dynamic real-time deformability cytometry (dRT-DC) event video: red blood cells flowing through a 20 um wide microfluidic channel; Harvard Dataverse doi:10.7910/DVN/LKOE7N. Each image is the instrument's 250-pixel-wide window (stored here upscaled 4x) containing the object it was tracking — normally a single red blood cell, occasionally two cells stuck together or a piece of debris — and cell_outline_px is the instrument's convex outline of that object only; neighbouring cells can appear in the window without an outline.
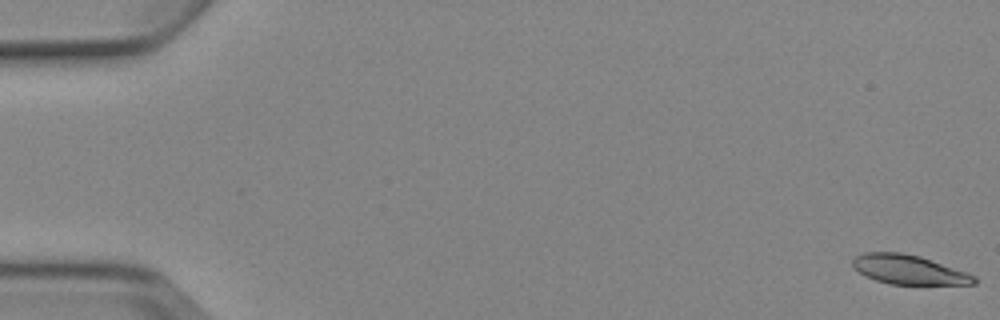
{"species": "Egyptian fruit bat (a non-hibernating species)", "species_latin": "Rousettus aegyptiacus", "temperature_condition": "cold", "stored_images_in_passage": 8, "camera_frame_rate_fps": 3000, "um_per_image_px": 0.085, "animal": {"sex": "female"}, "frame": {"image": 1, "passage_image": 1, "time_ms": 0.0, "image_size_px": [1000, 320], "cell_outline_px": [[976, 284], [892, 284], [876, 280], [864, 276], [852, 268], [852, 260], [856, 256], [864, 252], [904, 252], [920, 256], [968, 272], [976, 276]], "centroid_in_image_um": [77.22, 22.91], "position_along_channel_um": 7.8, "area_um2": 20.92}}
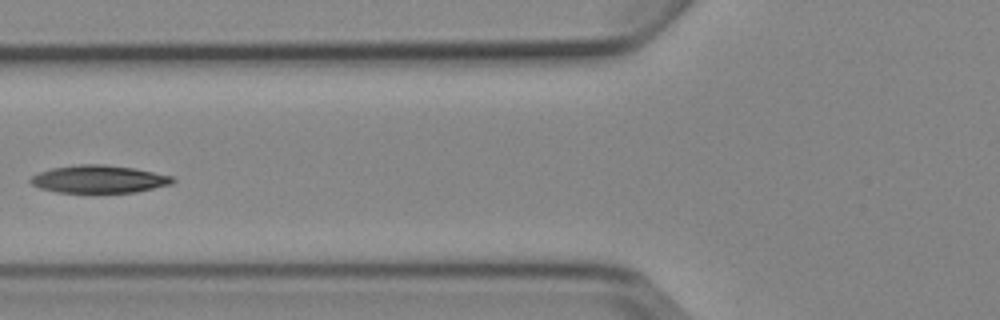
{"frame": {"image": 2, "passage_image": 7, "time_ms": 7.0, "image_size_px": [1000, 320], "cell_outline_px": [[176, 180], [172, 184], [136, 192], [56, 192], [40, 188], [32, 184], [28, 180], [32, 176], [40, 172], [52, 168], [80, 164], [104, 164], [136, 168], [172, 176]], "centroid_in_image_um": [8.43, 15.22], "position_along_channel_um": 117.4, "area_um2": 22.89}}
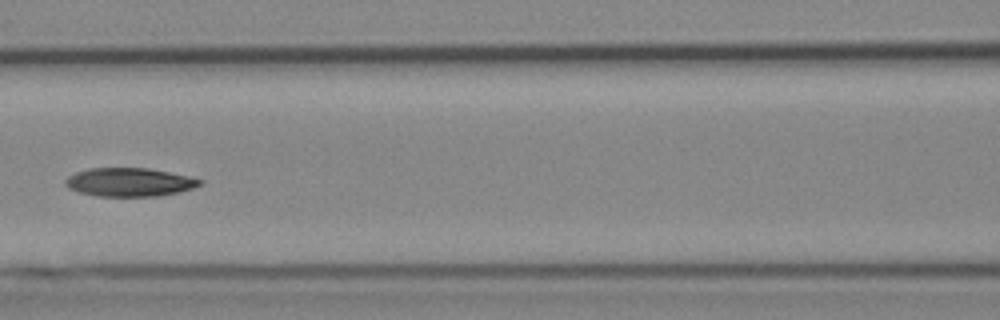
{"frame": {"image": 3, "passage_image": 8, "time_ms": 8.0, "image_size_px": [1000, 320], "cell_outline_px": [[204, 184], [180, 192], [160, 196], [96, 196], [80, 192], [68, 188], [64, 184], [64, 180], [68, 176], [76, 172], [88, 168], [148, 168], [188, 176], [204, 180]], "centroid_in_image_um": [11.01, 15.48], "position_along_channel_um": 155.6, "area_um2": 22.48}}